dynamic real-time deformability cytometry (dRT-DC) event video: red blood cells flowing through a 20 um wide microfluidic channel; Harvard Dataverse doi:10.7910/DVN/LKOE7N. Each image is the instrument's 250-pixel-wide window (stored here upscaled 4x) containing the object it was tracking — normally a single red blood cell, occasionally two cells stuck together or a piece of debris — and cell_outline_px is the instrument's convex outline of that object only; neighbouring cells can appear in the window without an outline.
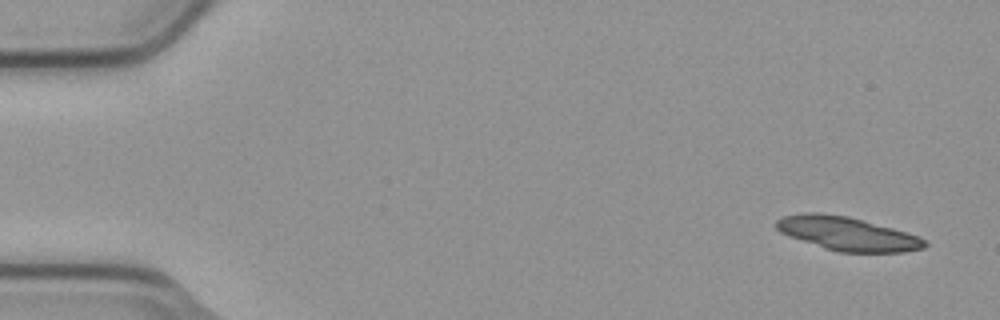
{"species": "common noctule bat (a hibernating species)", "species_latin": "Nyctalus noctula", "temperature_condition": "cold", "stored_images_in_passage": 5, "segment_of_instrument_passage": [1, 2], "camera_frame_rate_fps": 3000, "um_per_image_px": 0.085, "animal": {"sex": "male", "body_mass_g": 23.1, "forearm_length_mm": 52.7}, "frame": {"image": 1, "passage_image": 1, "time_ms": 0.0, "image_size_px": [1000, 320], "cell_outline_px": [[928, 244], [924, 248], [904, 252], [840, 252], [824, 248], [788, 236], [780, 232], [776, 228], [776, 220], [784, 216], [804, 212], [820, 212], [848, 216], [892, 228], [920, 236]], "centroid_in_image_um": [72.01, 19.86], "position_along_channel_um": 13.0, "area_um2": 29.07}}